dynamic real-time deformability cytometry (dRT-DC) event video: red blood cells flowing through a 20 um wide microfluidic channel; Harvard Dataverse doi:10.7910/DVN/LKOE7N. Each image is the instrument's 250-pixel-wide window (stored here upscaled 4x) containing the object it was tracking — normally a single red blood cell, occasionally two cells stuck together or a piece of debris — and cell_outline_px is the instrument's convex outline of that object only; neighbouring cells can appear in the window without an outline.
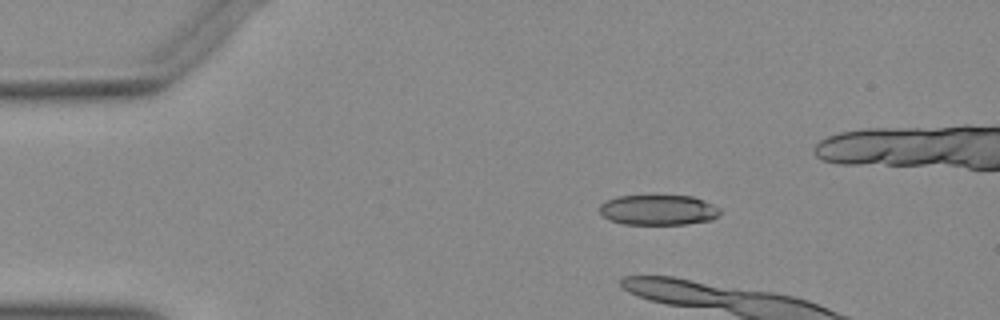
{"species": "Egyptian fruit bat (a non-hibernating species)", "species_latin": "Rousettus aegyptiacus", "temperature_condition": "warm", "stored_images_in_passage": 6, "camera_frame_rate_fps": 3000, "um_per_image_px": 0.085, "animal": {"sex": "female"}, "frame": {"image": 1, "passage_image": 1, "time_ms": 0.0, "image_size_px": [1000, 320], "cell_outline_px": [[720, 212], [712, 220], [688, 224], [624, 224], [608, 220], [600, 212], [600, 204], [604, 200], [616, 196], [692, 196], [704, 200], [720, 208]], "centroid_in_image_um": [55.93, 17.85], "position_along_channel_um": 29.1, "area_um2": 21.33}}